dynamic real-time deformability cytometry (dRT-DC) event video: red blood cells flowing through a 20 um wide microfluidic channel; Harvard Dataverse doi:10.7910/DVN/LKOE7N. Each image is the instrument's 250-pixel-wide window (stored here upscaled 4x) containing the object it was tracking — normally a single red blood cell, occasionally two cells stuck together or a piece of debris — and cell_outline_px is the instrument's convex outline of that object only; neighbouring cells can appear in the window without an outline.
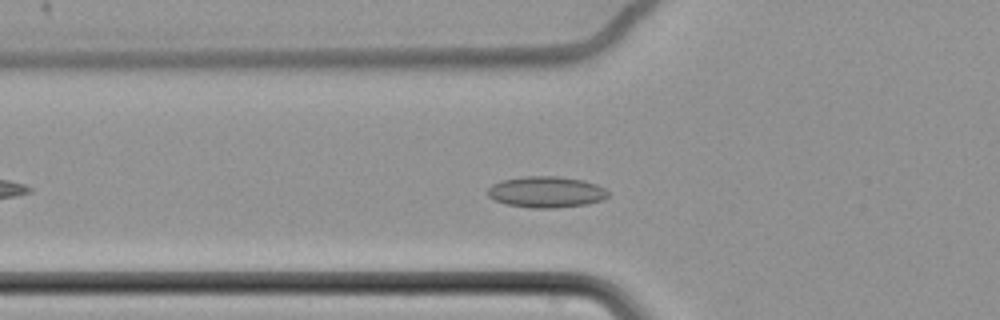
{"species": "common noctule bat (a hibernating species)", "species_latin": "Nyctalus noctula", "temperature_condition": "cold", "stored_images_in_passage": 50, "camera_frame_rate_fps": 3000, "um_per_image_px": 0.085, "animal": {"sex": "female", "body_mass_g": 22.7, "forearm_length_mm": 54.2}, "frame": {"image": 1, "passage_image": 11, "time_ms": 3.333, "image_size_px": [1000, 320], "cell_outline_px": [[608, 196], [600, 200], [588, 204], [556, 208], [532, 208], [508, 204], [496, 200], [488, 196], [488, 188], [492, 184], [500, 180], [524, 176], [556, 176], [584, 180], [596, 184], [604, 188], [608, 192]], "centroid_in_image_um": [46.42, 16.31], "position_along_channel_um": 79.4, "area_um2": 21.85}}
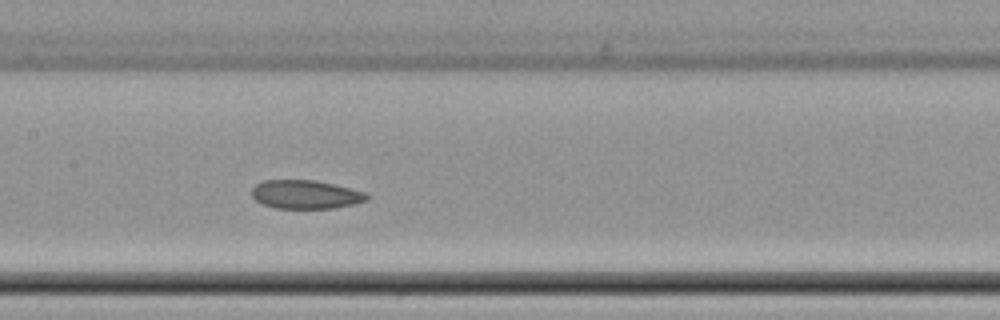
{"frame": {"image": 2, "passage_image": 20, "time_ms": 6.333, "image_size_px": [1000, 320], "cell_outline_px": [[368, 200], [356, 204], [336, 208], [276, 208], [264, 204], [256, 200], [252, 196], [252, 188], [256, 184], [264, 180], [316, 180], [364, 192], [368, 196]], "centroid_in_image_um": [25.98, 16.53], "position_along_channel_um": 181.4, "area_um2": 19.07}}
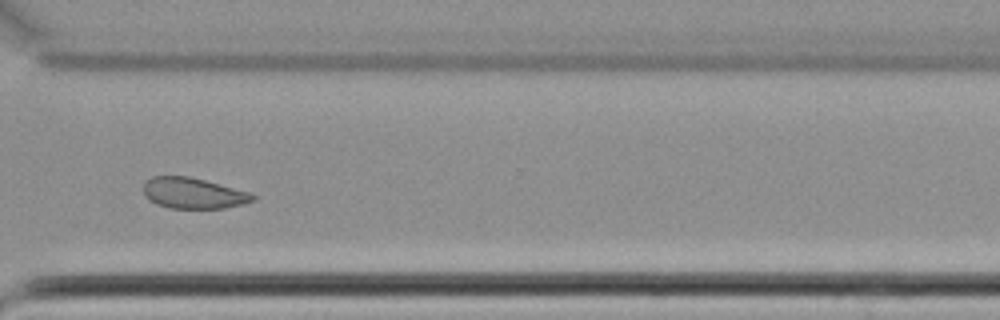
{"frame": {"image": 3, "passage_image": 35, "time_ms": 11.333, "image_size_px": [1000, 320], "cell_outline_px": [[256, 200], [244, 204], [224, 208], [168, 208], [156, 204], [144, 192], [144, 180], [152, 176], [188, 176], [204, 180], [248, 192], [256, 196]], "centroid_in_image_um": [16.43, 16.42], "position_along_channel_um": 354.2, "area_um2": 19.48}}